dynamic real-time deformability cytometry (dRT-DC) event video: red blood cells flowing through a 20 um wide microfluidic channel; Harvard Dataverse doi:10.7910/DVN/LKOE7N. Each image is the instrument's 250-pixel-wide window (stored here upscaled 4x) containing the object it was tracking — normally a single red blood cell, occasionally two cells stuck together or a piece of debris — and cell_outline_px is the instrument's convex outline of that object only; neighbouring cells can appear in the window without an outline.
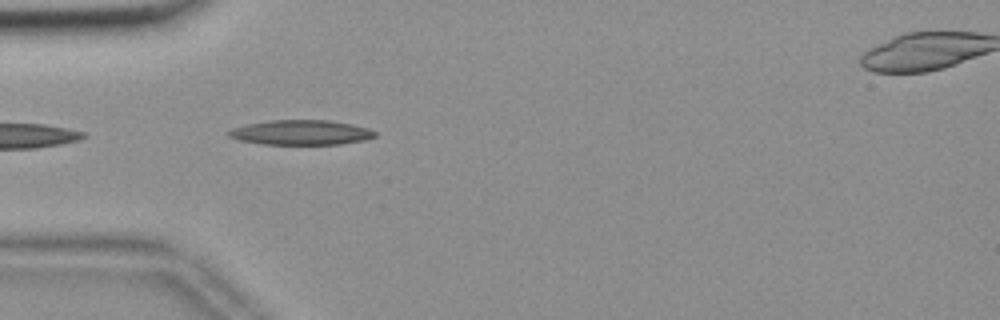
{"species": "common noctule bat (a hibernating species)", "species_latin": "Nyctalus noctula", "temperature_condition": "room temperature", "stored_images_in_passage": 9, "camera_frame_rate_fps": 3000, "um_per_image_px": 0.085, "animal": {"sex": "female", "body_mass_g": 18.4}, "frame": {"image": 1, "passage_image": 2, "time_ms": 0.333, "image_size_px": [1000, 320], "cell_outline_px": [[376, 136], [364, 140], [340, 144], [264, 144], [236, 140], [228, 136], [228, 132], [232, 128], [248, 124], [272, 120], [328, 120], [352, 124], [368, 128], [376, 132]], "centroid_in_image_um": [25.58, 11.26], "position_along_channel_um": 59.4, "area_um2": 21.1}}